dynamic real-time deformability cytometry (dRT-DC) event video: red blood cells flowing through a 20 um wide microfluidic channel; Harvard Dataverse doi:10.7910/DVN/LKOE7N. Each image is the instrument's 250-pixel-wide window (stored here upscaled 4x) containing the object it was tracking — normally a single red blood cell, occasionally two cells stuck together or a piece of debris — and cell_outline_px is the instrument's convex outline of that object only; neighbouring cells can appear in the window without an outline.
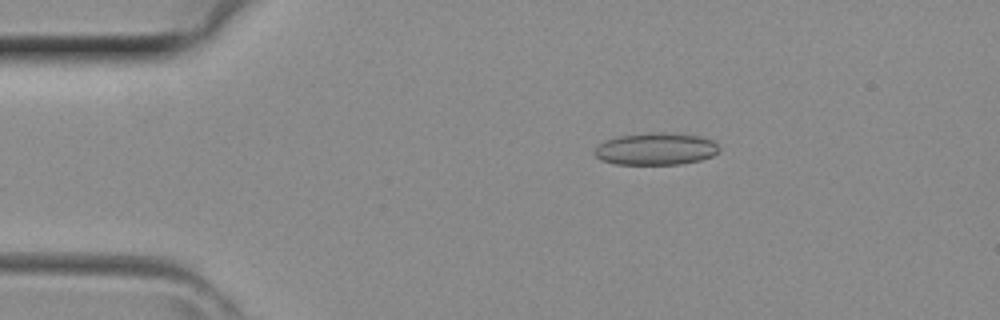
{"species": "common noctule bat (a hibernating species)", "species_latin": "Nyctalus noctula", "temperature_condition": "room temperature", "stored_images_in_passage": 36, "camera_frame_rate_fps": 3000, "um_per_image_px": 0.085, "animal": {"sex": "female", "body_mass_g": 29.2, "forearm_length_mm": 56.3}, "frame": {"image": 1, "passage_image": 3, "time_ms": 0.667, "image_size_px": [1000, 320], "cell_outline_px": [[720, 148], [712, 156], [700, 160], [680, 164], [616, 164], [600, 160], [592, 152], [604, 140], [620, 136], [700, 136], [712, 140]], "centroid_in_image_um": [55.7, 12.73], "position_along_channel_um": 29.3, "area_um2": 21.96}}
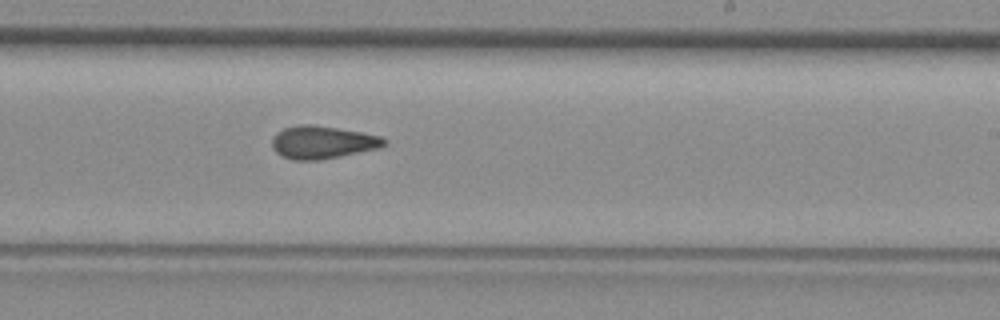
{"frame": {"image": 2, "passage_image": 20, "time_ms": 6.333, "image_size_px": [1000, 320], "cell_outline_px": [[388, 144], [380, 148], [316, 160], [296, 160], [284, 156], [276, 152], [272, 148], [272, 140], [276, 132], [284, 128], [300, 124], [312, 124], [360, 132], [380, 136], [388, 140]], "centroid_in_image_um": [27.42, 12.08], "position_along_channel_um": 261.6, "area_um2": 21.21}}
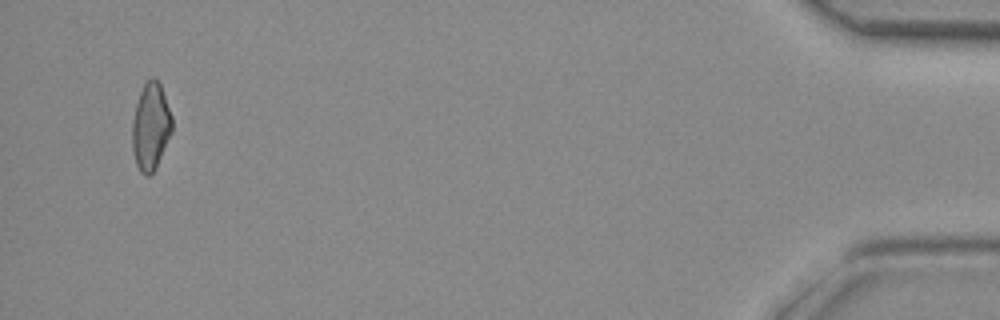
{"frame": {"image": 3, "passage_image": 35, "time_ms": 11.333, "image_size_px": [1000, 320], "cell_outline_px": [[172, 132], [156, 168], [148, 176], [144, 176], [140, 172], [136, 164], [132, 148], [132, 120], [136, 104], [140, 92], [144, 84], [152, 76], [156, 76], [160, 84], [172, 116]], "centroid_in_image_um": [12.81, 10.76], "position_along_channel_um": 422.4, "area_um2": 20.35}}